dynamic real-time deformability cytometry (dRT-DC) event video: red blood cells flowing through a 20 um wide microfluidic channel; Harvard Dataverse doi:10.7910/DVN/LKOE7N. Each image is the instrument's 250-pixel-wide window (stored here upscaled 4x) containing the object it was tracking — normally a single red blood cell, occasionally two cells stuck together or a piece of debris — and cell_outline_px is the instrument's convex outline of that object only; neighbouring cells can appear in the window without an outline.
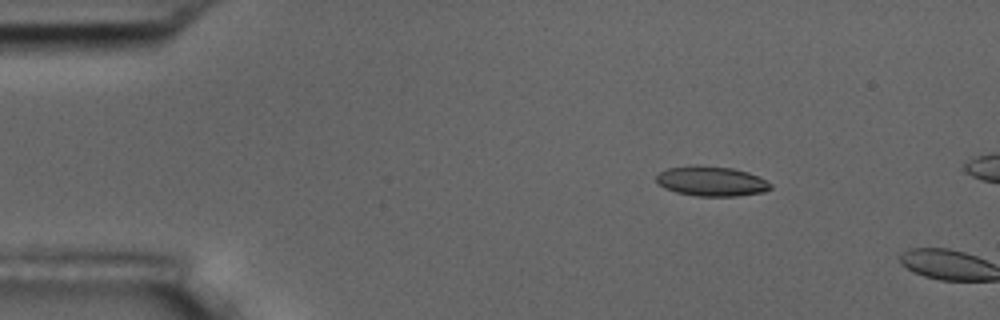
{"species": "common noctule bat (a hibernating species)", "species_latin": "Nyctalus noctula", "temperature_condition": "room temperature", "stored_images_in_passage": 4, "camera_frame_rate_fps": 3000, "um_per_image_px": 0.085, "animal": {"sex": "male", "body_mass_g": 17.5, "forearm_length_mm": 52.3}, "frame": {"image": 1, "passage_image": 3, "time_ms": 2.333, "image_size_px": [1000, 320], "cell_outline_px": [[772, 188], [764, 192], [736, 196], [696, 196], [676, 192], [664, 188], [656, 180], [656, 176], [660, 172], [668, 168], [696, 164], [732, 168], [748, 172], [760, 176], [772, 184]], "centroid_in_image_um": [60.49, 15.39], "position_along_channel_um": 24.5, "area_um2": 20.06}}